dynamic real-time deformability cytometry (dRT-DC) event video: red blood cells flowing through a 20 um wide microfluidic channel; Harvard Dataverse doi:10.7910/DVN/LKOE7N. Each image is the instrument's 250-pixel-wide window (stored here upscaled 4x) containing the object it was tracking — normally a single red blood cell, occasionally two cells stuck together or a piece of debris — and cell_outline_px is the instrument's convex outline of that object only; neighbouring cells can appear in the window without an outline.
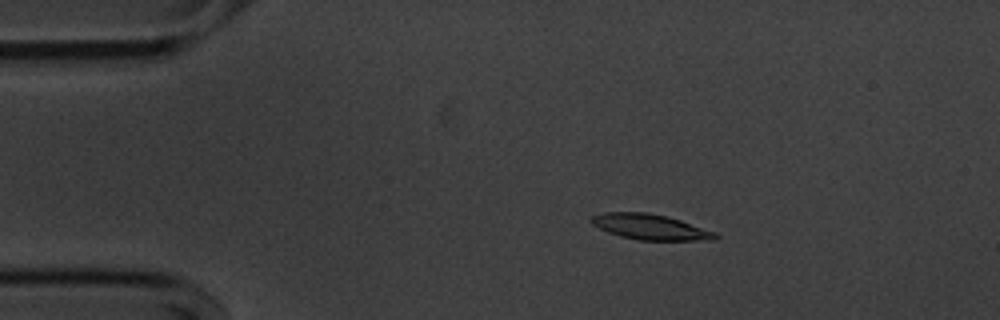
{"species": "common noctule bat (a hibernating species)", "species_latin": "Nyctalus noctula", "temperature_condition": "cold", "stored_images_in_passage": 48, "camera_frame_rate_fps": 3000, "um_per_image_px": 0.085, "animal": {"sex": "male", "body_mass_g": 20.1, "forearm_length_mm": 53.5}, "frame": {"image": 1, "passage_image": 2, "time_ms": 0.333, "image_size_px": [1000, 320], "cell_outline_px": [[720, 236], [716, 240], [636, 240], [620, 236], [608, 232], [592, 224], [588, 220], [592, 216], [604, 212], [648, 212], [668, 216], [716, 232]], "centroid_in_image_um": [55.28, 19.29], "position_along_channel_um": 29.7, "area_um2": 18.55}}
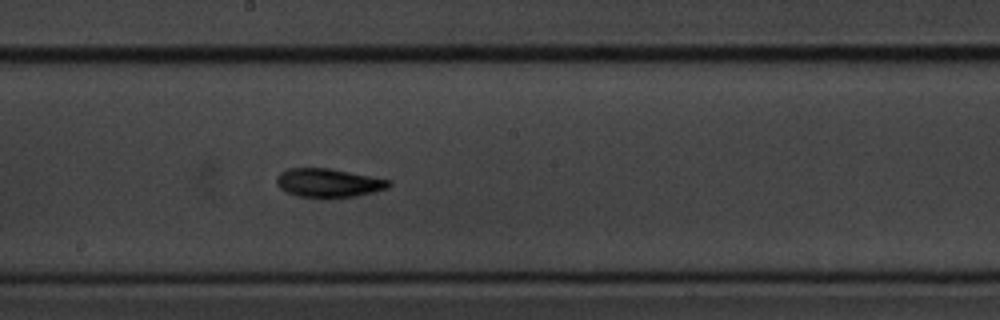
{"frame": {"image": 2, "passage_image": 22, "time_ms": 7.0, "image_size_px": [1000, 320], "cell_outline_px": [[392, 184], [388, 188], [356, 196], [328, 200], [324, 200], [296, 196], [280, 188], [276, 184], [276, 176], [280, 172], [288, 168], [332, 168], [392, 180]], "centroid_in_image_um": [27.92, 15.57], "position_along_channel_um": 220.3, "area_um2": 19.54}}
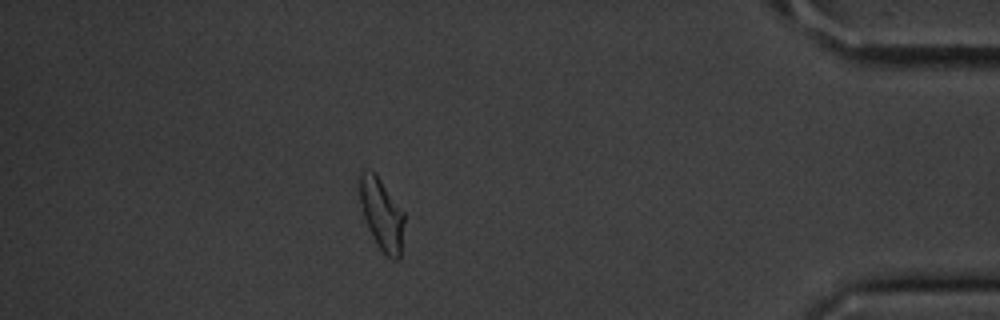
{"frame": {"image": 3, "passage_image": 41, "time_ms": 13.333, "image_size_px": [1000, 320], "cell_outline_px": [[404, 220], [400, 260], [392, 260], [384, 256], [376, 244], [372, 236], [364, 216], [360, 200], [360, 172], [364, 168], [376, 172], [404, 212]], "centroid_in_image_um": [32.46, 18.23], "position_along_channel_um": 402.7, "area_um2": 18.84}, "authors_computed_cell_mechanics": {"area_um2": 18.5249, "velocity_mm_per_s": 3.581, "shape_relaxation_time_tau1_ms": 3.255, "shape_relaxation_time_tau2_ms": 5.6609, "deformation_change_tau1": 0.1233, "deformation_change_tau2": 0.1268}}